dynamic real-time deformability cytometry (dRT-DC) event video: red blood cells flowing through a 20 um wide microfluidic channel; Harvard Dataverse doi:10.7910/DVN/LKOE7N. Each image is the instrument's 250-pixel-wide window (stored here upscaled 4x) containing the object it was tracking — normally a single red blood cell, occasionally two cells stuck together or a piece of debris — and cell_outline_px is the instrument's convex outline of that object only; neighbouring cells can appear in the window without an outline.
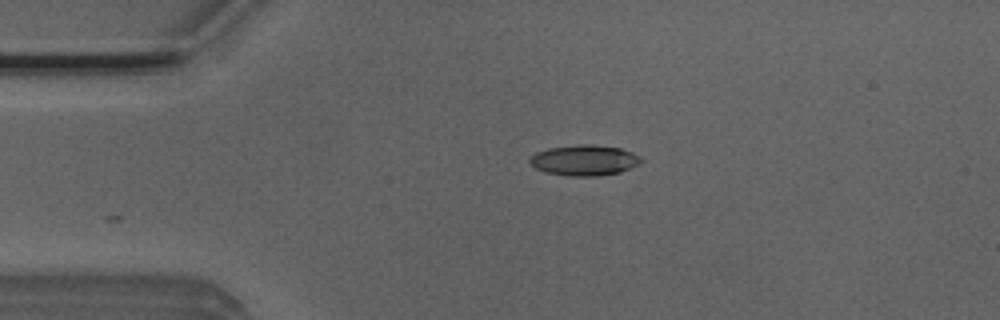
{"species": "Egyptian fruit bat (a non-hibernating species)", "species_latin": "Rousettus aegyptiacus", "temperature_condition": "room temperature", "stored_images_in_passage": 4, "camera_frame_rate_fps": 3000, "um_per_image_px": 0.085, "animal": {"sex": "male"}, "frame": {"image": 1, "passage_image": 4, "time_ms": 1.0, "image_size_px": [1000, 320], "cell_outline_px": [[644, 160], [640, 164], [620, 172], [596, 176], [568, 176], [544, 172], [528, 164], [528, 160], [536, 152], [548, 148], [576, 144], [592, 144], [620, 148], [632, 152], [640, 156]], "centroid_in_image_um": [49.66, 13.62], "position_along_channel_um": 35.3, "area_um2": 20.11}}